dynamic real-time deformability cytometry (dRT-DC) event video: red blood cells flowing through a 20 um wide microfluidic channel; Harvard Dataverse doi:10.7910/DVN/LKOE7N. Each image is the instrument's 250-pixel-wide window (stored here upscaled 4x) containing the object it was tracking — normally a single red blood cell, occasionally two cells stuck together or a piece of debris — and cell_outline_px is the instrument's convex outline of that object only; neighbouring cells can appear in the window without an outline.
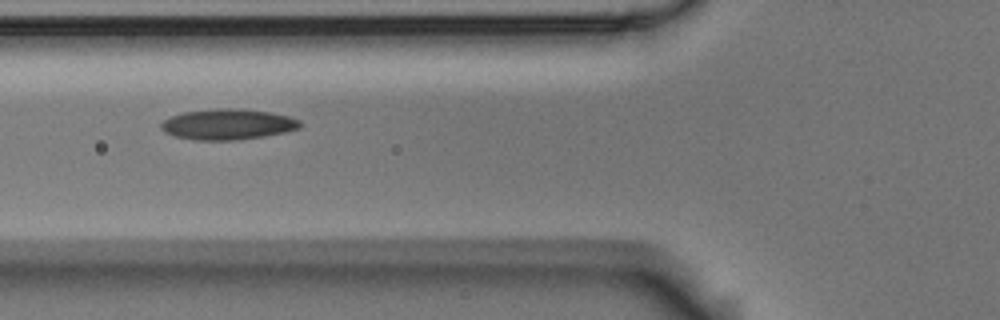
{"species": "Egyptian fruit bat (a non-hibernating species)", "species_latin": "Rousettus aegyptiacus", "temperature_condition": "room temperature", "stored_images_in_passage": 6, "camera_frame_rate_fps": 3000, "um_per_image_px": 0.085, "animal": {"sex": "male"}, "frame": {"image": 1, "passage_image": 5, "time_ms": 1.333, "image_size_px": [1000, 320], "cell_outline_px": [[300, 128], [284, 132], [264, 136], [240, 140], [192, 140], [176, 136], [164, 132], [160, 128], [160, 124], [164, 120], [172, 116], [184, 112], [216, 108], [240, 108], [272, 112], [288, 116], [300, 120]], "centroid_in_image_um": [19.36, 10.56], "position_along_channel_um": 106.4, "area_um2": 24.97}}
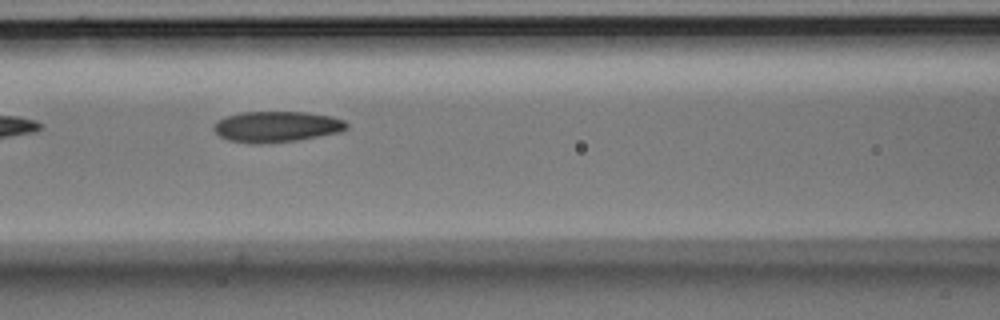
{"frame": {"image": 2, "passage_image": 6, "time_ms": 1.667, "image_size_px": [1000, 320], "cell_outline_px": [[348, 128], [340, 132], [296, 140], [228, 140], [220, 136], [212, 128], [224, 116], [240, 112], [308, 112], [332, 116], [344, 120], [348, 124]], "centroid_in_image_um": [23.59, 10.7], "position_along_channel_um": 143.0, "area_um2": 22.83}}